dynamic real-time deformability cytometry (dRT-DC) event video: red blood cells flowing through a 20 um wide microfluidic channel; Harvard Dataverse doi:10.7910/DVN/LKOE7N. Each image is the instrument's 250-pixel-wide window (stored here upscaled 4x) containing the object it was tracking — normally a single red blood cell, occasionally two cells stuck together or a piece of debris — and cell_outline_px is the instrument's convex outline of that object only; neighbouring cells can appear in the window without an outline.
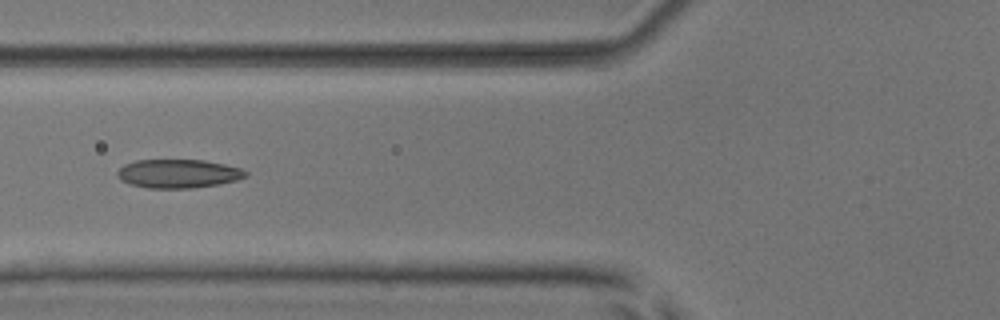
{"species": "common noctule bat (a hibernating species)", "species_latin": "Nyctalus noctula", "temperature_condition": "room temperature", "stored_images_in_passage": 6, "camera_frame_rate_fps": 3000, "um_per_image_px": 0.085, "animal": {"sex": "male", "body_mass_g": 17.9, "forearm_length_mm": 54.2}, "frame": {"image": 1, "passage_image": 5, "time_ms": 4.667, "image_size_px": [1000, 320], "cell_outline_px": [[248, 176], [236, 180], [220, 184], [192, 188], [148, 188], [132, 184], [120, 180], [116, 176], [116, 172], [124, 164], [136, 160], [204, 160], [224, 164], [240, 168], [248, 172]], "centroid_in_image_um": [15.15, 14.76], "position_along_channel_um": 110.7, "area_um2": 21.5}}
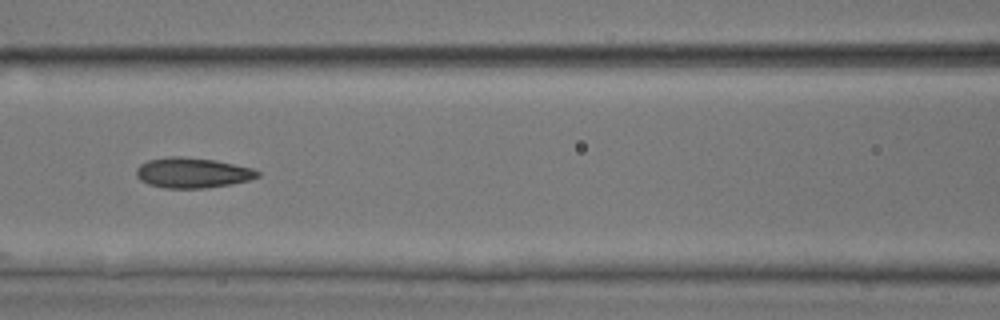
{"frame": {"image": 2, "passage_image": 6, "time_ms": 5.667, "image_size_px": [1000, 320], "cell_outline_px": [[260, 176], [248, 180], [232, 184], [204, 188], [164, 188], [148, 184], [140, 180], [136, 176], [136, 168], [140, 164], [148, 160], [168, 156], [180, 156], [216, 160], [252, 168], [260, 172]], "centroid_in_image_um": [16.34, 14.68], "position_along_channel_um": 150.3, "area_um2": 21.5}}